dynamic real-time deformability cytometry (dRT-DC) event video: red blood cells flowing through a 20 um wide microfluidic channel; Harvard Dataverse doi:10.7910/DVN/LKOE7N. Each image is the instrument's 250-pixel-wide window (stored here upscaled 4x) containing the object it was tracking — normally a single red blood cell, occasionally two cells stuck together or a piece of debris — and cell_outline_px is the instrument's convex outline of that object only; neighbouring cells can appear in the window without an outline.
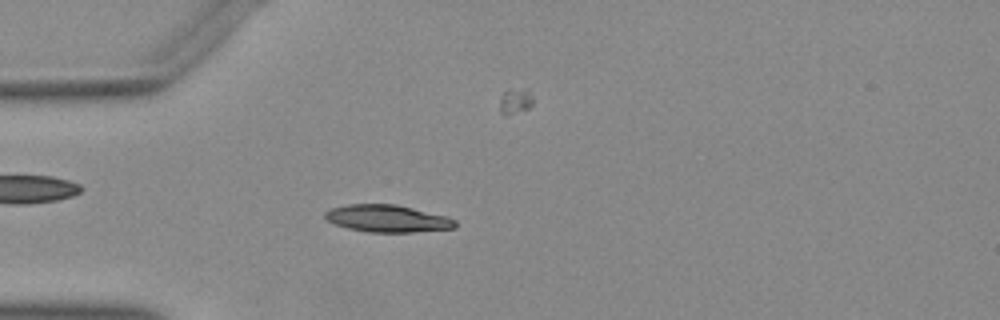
{"species": "Egyptian fruit bat (a non-hibernating species)", "species_latin": "Rousettus aegyptiacus", "temperature_condition": "warm", "stored_images_in_passage": 53, "camera_frame_rate_fps": 3000, "um_per_image_px": 0.085, "animal": {"sex": "female"}, "frame": {"image": 1, "passage_image": 15, "time_ms": 4.667, "image_size_px": [1000, 320], "cell_outline_px": [[456, 228], [412, 232], [368, 232], [348, 228], [336, 224], [328, 220], [324, 216], [324, 212], [332, 208], [348, 204], [396, 204], [444, 216], [456, 220]], "centroid_in_image_um": [32.92, 18.57], "position_along_channel_um": 52.1, "area_um2": 20.4}}
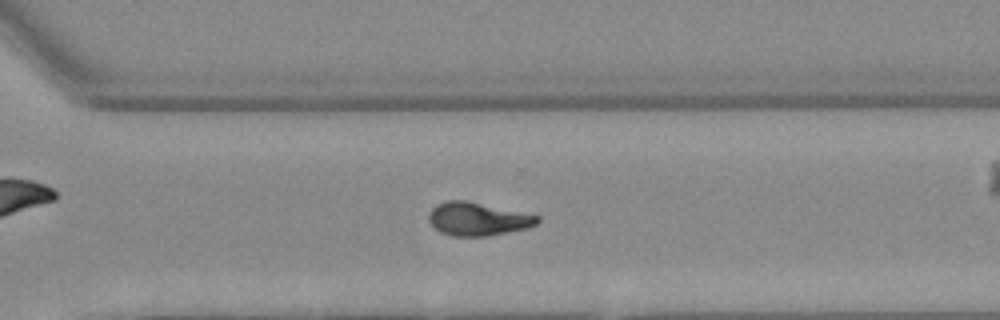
{"frame": {"image": 2, "passage_image": 37, "time_ms": 12.0, "image_size_px": [1000, 320], "cell_outline_px": [[540, 220], [536, 224], [528, 228], [484, 236], [452, 236], [440, 232], [428, 220], [428, 216], [432, 208], [436, 204], [444, 200], [468, 200], [540, 216]], "centroid_in_image_um": [40.59, 18.6], "position_along_channel_um": 330.0, "area_um2": 21.04}}
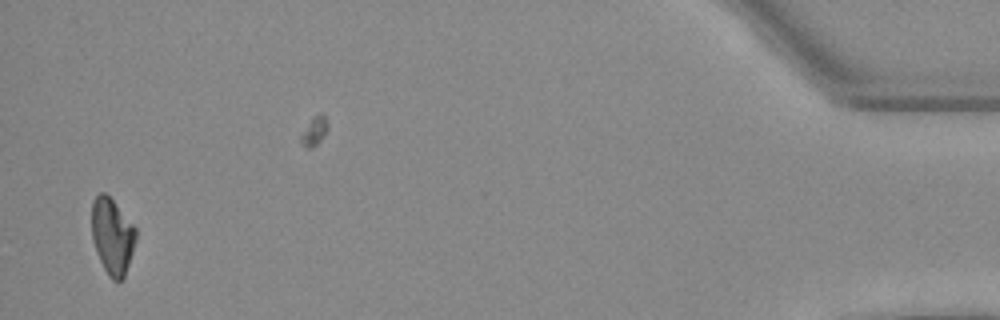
{"frame": {"image": 3, "passage_image": 51, "time_ms": 16.667, "image_size_px": [1000, 320], "cell_outline_px": [[136, 240], [124, 276], [120, 280], [112, 280], [108, 276], [100, 260], [92, 240], [92, 200], [100, 192], [104, 192], [112, 200], [136, 228]], "centroid_in_image_um": [9.53, 20.06], "position_along_channel_um": 425.7, "area_um2": 19.25}}